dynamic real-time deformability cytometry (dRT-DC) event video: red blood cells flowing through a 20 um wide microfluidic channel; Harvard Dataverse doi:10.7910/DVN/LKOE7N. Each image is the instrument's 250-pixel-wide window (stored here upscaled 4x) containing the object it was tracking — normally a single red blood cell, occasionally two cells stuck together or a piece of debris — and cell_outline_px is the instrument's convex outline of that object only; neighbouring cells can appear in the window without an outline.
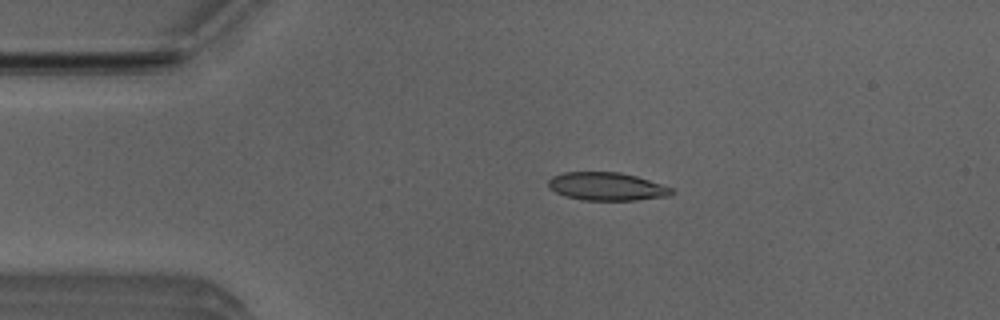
{"species": "Egyptian fruit bat (a non-hibernating species)", "species_latin": "Rousettus aegyptiacus", "temperature_condition": "room temperature", "stored_images_in_passage": 3, "camera_frame_rate_fps": 3000, "um_per_image_px": 0.085, "animal": {"sex": "male"}, "frame": {"image": 1, "passage_image": 2, "time_ms": 0.333, "image_size_px": [1000, 320], "cell_outline_px": [[676, 192], [668, 196], [636, 200], [584, 200], [564, 196], [548, 188], [548, 180], [552, 176], [564, 172], [620, 172], [636, 176], [672, 188]], "centroid_in_image_um": [51.55, 15.85], "position_along_channel_um": 33.5, "area_um2": 20.17}}